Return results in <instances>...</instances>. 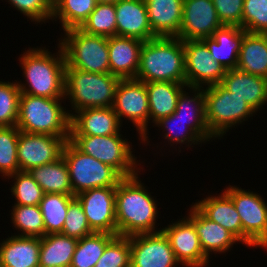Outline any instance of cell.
I'll use <instances>...</instances> for the list:
<instances>
[{
	"instance_id": "52a82bcc",
	"label": "cell",
	"mask_w": 267,
	"mask_h": 267,
	"mask_svg": "<svg viewBox=\"0 0 267 267\" xmlns=\"http://www.w3.org/2000/svg\"><path fill=\"white\" fill-rule=\"evenodd\" d=\"M70 176L73 196L99 187H117L124 178L116 169L80 151L67 140L62 151Z\"/></svg>"
},
{
	"instance_id": "9c48e42d",
	"label": "cell",
	"mask_w": 267,
	"mask_h": 267,
	"mask_svg": "<svg viewBox=\"0 0 267 267\" xmlns=\"http://www.w3.org/2000/svg\"><path fill=\"white\" fill-rule=\"evenodd\" d=\"M121 136L120 132L107 136H70V141L84 154L110 165L123 177H131L140 173L141 164H137V157L132 154L130 141Z\"/></svg>"
},
{
	"instance_id": "4316f807",
	"label": "cell",
	"mask_w": 267,
	"mask_h": 267,
	"mask_svg": "<svg viewBox=\"0 0 267 267\" xmlns=\"http://www.w3.org/2000/svg\"><path fill=\"white\" fill-rule=\"evenodd\" d=\"M194 205L211 221L230 231L242 243V223L231 197L223 191L218 196H208Z\"/></svg>"
},
{
	"instance_id": "1f68e13d",
	"label": "cell",
	"mask_w": 267,
	"mask_h": 267,
	"mask_svg": "<svg viewBox=\"0 0 267 267\" xmlns=\"http://www.w3.org/2000/svg\"><path fill=\"white\" fill-rule=\"evenodd\" d=\"M75 198L73 195L60 193L44 194L39 203L43 216L45 235L61 233L67 215L69 203Z\"/></svg>"
},
{
	"instance_id": "277c9868",
	"label": "cell",
	"mask_w": 267,
	"mask_h": 267,
	"mask_svg": "<svg viewBox=\"0 0 267 267\" xmlns=\"http://www.w3.org/2000/svg\"><path fill=\"white\" fill-rule=\"evenodd\" d=\"M65 98L21 93L16 127L20 132L70 137V112L61 105Z\"/></svg>"
},
{
	"instance_id": "74e56055",
	"label": "cell",
	"mask_w": 267,
	"mask_h": 267,
	"mask_svg": "<svg viewBox=\"0 0 267 267\" xmlns=\"http://www.w3.org/2000/svg\"><path fill=\"white\" fill-rule=\"evenodd\" d=\"M7 178H13L15 180L14 185L10 189L12 196L14 195L17 200L14 205H39L44 192L29 172L19 171Z\"/></svg>"
},
{
	"instance_id": "d4e9b609",
	"label": "cell",
	"mask_w": 267,
	"mask_h": 267,
	"mask_svg": "<svg viewBox=\"0 0 267 267\" xmlns=\"http://www.w3.org/2000/svg\"><path fill=\"white\" fill-rule=\"evenodd\" d=\"M40 238L11 235L0 243L2 267H39Z\"/></svg>"
},
{
	"instance_id": "6da1fadb",
	"label": "cell",
	"mask_w": 267,
	"mask_h": 267,
	"mask_svg": "<svg viewBox=\"0 0 267 267\" xmlns=\"http://www.w3.org/2000/svg\"><path fill=\"white\" fill-rule=\"evenodd\" d=\"M139 179L137 173L131 177H124L117 185L115 191L117 235L130 237L161 231L155 229L156 217L159 214L158 204Z\"/></svg>"
},
{
	"instance_id": "d6a6232c",
	"label": "cell",
	"mask_w": 267,
	"mask_h": 267,
	"mask_svg": "<svg viewBox=\"0 0 267 267\" xmlns=\"http://www.w3.org/2000/svg\"><path fill=\"white\" fill-rule=\"evenodd\" d=\"M115 236L106 232H93L78 240L70 267H95L107 244Z\"/></svg>"
},
{
	"instance_id": "f1b7e54d",
	"label": "cell",
	"mask_w": 267,
	"mask_h": 267,
	"mask_svg": "<svg viewBox=\"0 0 267 267\" xmlns=\"http://www.w3.org/2000/svg\"><path fill=\"white\" fill-rule=\"evenodd\" d=\"M236 69L267 78V43L263 34L245 31Z\"/></svg>"
},
{
	"instance_id": "8d00e7d4",
	"label": "cell",
	"mask_w": 267,
	"mask_h": 267,
	"mask_svg": "<svg viewBox=\"0 0 267 267\" xmlns=\"http://www.w3.org/2000/svg\"><path fill=\"white\" fill-rule=\"evenodd\" d=\"M19 132L16 126L0 127V173L5 178L20 171L17 149Z\"/></svg>"
},
{
	"instance_id": "4dcf8cb0",
	"label": "cell",
	"mask_w": 267,
	"mask_h": 267,
	"mask_svg": "<svg viewBox=\"0 0 267 267\" xmlns=\"http://www.w3.org/2000/svg\"><path fill=\"white\" fill-rule=\"evenodd\" d=\"M44 194L73 195L68 166L61 156L58 160L28 171Z\"/></svg>"
},
{
	"instance_id": "f35d334b",
	"label": "cell",
	"mask_w": 267,
	"mask_h": 267,
	"mask_svg": "<svg viewBox=\"0 0 267 267\" xmlns=\"http://www.w3.org/2000/svg\"><path fill=\"white\" fill-rule=\"evenodd\" d=\"M21 91L16 82L0 81V127L16 126Z\"/></svg>"
},
{
	"instance_id": "836d02e7",
	"label": "cell",
	"mask_w": 267,
	"mask_h": 267,
	"mask_svg": "<svg viewBox=\"0 0 267 267\" xmlns=\"http://www.w3.org/2000/svg\"><path fill=\"white\" fill-rule=\"evenodd\" d=\"M96 0H56L52 19H60L62 29L79 28L95 9Z\"/></svg>"
},
{
	"instance_id": "f6af8a7d",
	"label": "cell",
	"mask_w": 267,
	"mask_h": 267,
	"mask_svg": "<svg viewBox=\"0 0 267 267\" xmlns=\"http://www.w3.org/2000/svg\"><path fill=\"white\" fill-rule=\"evenodd\" d=\"M222 25L242 28L244 0H212Z\"/></svg>"
},
{
	"instance_id": "b9f144b4",
	"label": "cell",
	"mask_w": 267,
	"mask_h": 267,
	"mask_svg": "<svg viewBox=\"0 0 267 267\" xmlns=\"http://www.w3.org/2000/svg\"><path fill=\"white\" fill-rule=\"evenodd\" d=\"M242 29L250 33L267 32V0H244Z\"/></svg>"
},
{
	"instance_id": "7c38bea8",
	"label": "cell",
	"mask_w": 267,
	"mask_h": 267,
	"mask_svg": "<svg viewBox=\"0 0 267 267\" xmlns=\"http://www.w3.org/2000/svg\"><path fill=\"white\" fill-rule=\"evenodd\" d=\"M183 46L188 89L221 83L227 70L212 59V54L201 40H184Z\"/></svg>"
},
{
	"instance_id": "cb8c5ba5",
	"label": "cell",
	"mask_w": 267,
	"mask_h": 267,
	"mask_svg": "<svg viewBox=\"0 0 267 267\" xmlns=\"http://www.w3.org/2000/svg\"><path fill=\"white\" fill-rule=\"evenodd\" d=\"M148 21L157 37H176L182 23L183 0H145Z\"/></svg>"
},
{
	"instance_id": "e0dca14e",
	"label": "cell",
	"mask_w": 267,
	"mask_h": 267,
	"mask_svg": "<svg viewBox=\"0 0 267 267\" xmlns=\"http://www.w3.org/2000/svg\"><path fill=\"white\" fill-rule=\"evenodd\" d=\"M212 0H183L181 40H201L212 37L222 27Z\"/></svg>"
},
{
	"instance_id": "bcb514c9",
	"label": "cell",
	"mask_w": 267,
	"mask_h": 267,
	"mask_svg": "<svg viewBox=\"0 0 267 267\" xmlns=\"http://www.w3.org/2000/svg\"><path fill=\"white\" fill-rule=\"evenodd\" d=\"M97 3H116L118 0H96Z\"/></svg>"
},
{
	"instance_id": "7402d4cb",
	"label": "cell",
	"mask_w": 267,
	"mask_h": 267,
	"mask_svg": "<svg viewBox=\"0 0 267 267\" xmlns=\"http://www.w3.org/2000/svg\"><path fill=\"white\" fill-rule=\"evenodd\" d=\"M187 217L194 223L200 246L208 258L212 252L226 253L233 244L240 243L230 231L211 221L194 204Z\"/></svg>"
},
{
	"instance_id": "30bf717a",
	"label": "cell",
	"mask_w": 267,
	"mask_h": 267,
	"mask_svg": "<svg viewBox=\"0 0 267 267\" xmlns=\"http://www.w3.org/2000/svg\"><path fill=\"white\" fill-rule=\"evenodd\" d=\"M225 192L231 197L242 223V244L267 250V203L253 191L237 186H227Z\"/></svg>"
},
{
	"instance_id": "3957f363",
	"label": "cell",
	"mask_w": 267,
	"mask_h": 267,
	"mask_svg": "<svg viewBox=\"0 0 267 267\" xmlns=\"http://www.w3.org/2000/svg\"><path fill=\"white\" fill-rule=\"evenodd\" d=\"M135 79L144 83H186L183 40L161 36L145 41Z\"/></svg>"
},
{
	"instance_id": "ba28073f",
	"label": "cell",
	"mask_w": 267,
	"mask_h": 267,
	"mask_svg": "<svg viewBox=\"0 0 267 267\" xmlns=\"http://www.w3.org/2000/svg\"><path fill=\"white\" fill-rule=\"evenodd\" d=\"M204 96L205 120L214 138H222L232 126H237L256 114L245 100L234 96L220 83L204 88Z\"/></svg>"
},
{
	"instance_id": "2e32d148",
	"label": "cell",
	"mask_w": 267,
	"mask_h": 267,
	"mask_svg": "<svg viewBox=\"0 0 267 267\" xmlns=\"http://www.w3.org/2000/svg\"><path fill=\"white\" fill-rule=\"evenodd\" d=\"M161 231L169 240L177 261L186 267H205L209 258L204 254L194 223L186 216Z\"/></svg>"
},
{
	"instance_id": "8fae6325",
	"label": "cell",
	"mask_w": 267,
	"mask_h": 267,
	"mask_svg": "<svg viewBox=\"0 0 267 267\" xmlns=\"http://www.w3.org/2000/svg\"><path fill=\"white\" fill-rule=\"evenodd\" d=\"M113 110L121 118H127L132 121L140 135L139 140L147 144L148 141V123L149 122V104L146 85L143 81L135 78L120 79L115 90ZM146 141V142H145Z\"/></svg>"
},
{
	"instance_id": "7dc6e473",
	"label": "cell",
	"mask_w": 267,
	"mask_h": 267,
	"mask_svg": "<svg viewBox=\"0 0 267 267\" xmlns=\"http://www.w3.org/2000/svg\"><path fill=\"white\" fill-rule=\"evenodd\" d=\"M262 34L264 35V37H265V39H266V43H267V32L262 33Z\"/></svg>"
},
{
	"instance_id": "ab89813d",
	"label": "cell",
	"mask_w": 267,
	"mask_h": 267,
	"mask_svg": "<svg viewBox=\"0 0 267 267\" xmlns=\"http://www.w3.org/2000/svg\"><path fill=\"white\" fill-rule=\"evenodd\" d=\"M95 267H130V237L116 235L107 244Z\"/></svg>"
},
{
	"instance_id": "ee69618b",
	"label": "cell",
	"mask_w": 267,
	"mask_h": 267,
	"mask_svg": "<svg viewBox=\"0 0 267 267\" xmlns=\"http://www.w3.org/2000/svg\"><path fill=\"white\" fill-rule=\"evenodd\" d=\"M9 4L27 16L31 22H48L53 16V2L51 0H8Z\"/></svg>"
},
{
	"instance_id": "7bdbcfd3",
	"label": "cell",
	"mask_w": 267,
	"mask_h": 267,
	"mask_svg": "<svg viewBox=\"0 0 267 267\" xmlns=\"http://www.w3.org/2000/svg\"><path fill=\"white\" fill-rule=\"evenodd\" d=\"M84 210L78 199L75 197L70 203L67 215L63 224L62 234L80 240L92 234Z\"/></svg>"
},
{
	"instance_id": "d6986e66",
	"label": "cell",
	"mask_w": 267,
	"mask_h": 267,
	"mask_svg": "<svg viewBox=\"0 0 267 267\" xmlns=\"http://www.w3.org/2000/svg\"><path fill=\"white\" fill-rule=\"evenodd\" d=\"M116 10V36L147 41L157 37L149 25L145 0H118Z\"/></svg>"
},
{
	"instance_id": "83f0119b",
	"label": "cell",
	"mask_w": 267,
	"mask_h": 267,
	"mask_svg": "<svg viewBox=\"0 0 267 267\" xmlns=\"http://www.w3.org/2000/svg\"><path fill=\"white\" fill-rule=\"evenodd\" d=\"M149 104V121L156 123L161 118L170 116L177 107L181 92L186 83L173 82H147L145 83Z\"/></svg>"
},
{
	"instance_id": "5bb4252c",
	"label": "cell",
	"mask_w": 267,
	"mask_h": 267,
	"mask_svg": "<svg viewBox=\"0 0 267 267\" xmlns=\"http://www.w3.org/2000/svg\"><path fill=\"white\" fill-rule=\"evenodd\" d=\"M179 264L162 231L130 236V267H175Z\"/></svg>"
},
{
	"instance_id": "60d3db41",
	"label": "cell",
	"mask_w": 267,
	"mask_h": 267,
	"mask_svg": "<svg viewBox=\"0 0 267 267\" xmlns=\"http://www.w3.org/2000/svg\"><path fill=\"white\" fill-rule=\"evenodd\" d=\"M177 122L179 124H177ZM186 123V124H185ZM181 125L178 126L176 128V126L174 127L175 129H173V125ZM155 125L157 127H162L163 131H167L164 133L163 137L164 139H168V143L170 141V143L175 144H186L188 146V148L190 147V145H197L202 143L203 141L190 129V122H185L182 121L181 119H179L178 117H176V115L174 113H172L170 116L161 118L159 121H157L155 123ZM178 129V130H176ZM175 130L177 132H175ZM188 143V144H187Z\"/></svg>"
},
{
	"instance_id": "8992f818",
	"label": "cell",
	"mask_w": 267,
	"mask_h": 267,
	"mask_svg": "<svg viewBox=\"0 0 267 267\" xmlns=\"http://www.w3.org/2000/svg\"><path fill=\"white\" fill-rule=\"evenodd\" d=\"M59 41L65 64L89 73H110L108 38L90 35L79 28L65 30Z\"/></svg>"
},
{
	"instance_id": "5b68a950",
	"label": "cell",
	"mask_w": 267,
	"mask_h": 267,
	"mask_svg": "<svg viewBox=\"0 0 267 267\" xmlns=\"http://www.w3.org/2000/svg\"><path fill=\"white\" fill-rule=\"evenodd\" d=\"M120 78L110 73H89L65 67V99L75 111L112 107Z\"/></svg>"
},
{
	"instance_id": "e575fe53",
	"label": "cell",
	"mask_w": 267,
	"mask_h": 267,
	"mask_svg": "<svg viewBox=\"0 0 267 267\" xmlns=\"http://www.w3.org/2000/svg\"><path fill=\"white\" fill-rule=\"evenodd\" d=\"M79 29L90 35L116 36L115 3H97Z\"/></svg>"
},
{
	"instance_id": "d590c367",
	"label": "cell",
	"mask_w": 267,
	"mask_h": 267,
	"mask_svg": "<svg viewBox=\"0 0 267 267\" xmlns=\"http://www.w3.org/2000/svg\"><path fill=\"white\" fill-rule=\"evenodd\" d=\"M11 220L14 228L22 231L17 236L42 238L45 235L43 216L39 205H13Z\"/></svg>"
},
{
	"instance_id": "484cf974",
	"label": "cell",
	"mask_w": 267,
	"mask_h": 267,
	"mask_svg": "<svg viewBox=\"0 0 267 267\" xmlns=\"http://www.w3.org/2000/svg\"><path fill=\"white\" fill-rule=\"evenodd\" d=\"M189 93L184 89L177 101V107L174 111L176 117L185 122H190V129L205 143L214 137L208 130L205 120V96L204 87H189Z\"/></svg>"
},
{
	"instance_id": "44dd1931",
	"label": "cell",
	"mask_w": 267,
	"mask_h": 267,
	"mask_svg": "<svg viewBox=\"0 0 267 267\" xmlns=\"http://www.w3.org/2000/svg\"><path fill=\"white\" fill-rule=\"evenodd\" d=\"M220 84L234 96L245 100L255 112L267 103V78L265 77L238 69H228Z\"/></svg>"
},
{
	"instance_id": "9a60e30c",
	"label": "cell",
	"mask_w": 267,
	"mask_h": 267,
	"mask_svg": "<svg viewBox=\"0 0 267 267\" xmlns=\"http://www.w3.org/2000/svg\"><path fill=\"white\" fill-rule=\"evenodd\" d=\"M117 187H99L76 195L94 232L117 235L115 191Z\"/></svg>"
},
{
	"instance_id": "4fadbf2b",
	"label": "cell",
	"mask_w": 267,
	"mask_h": 267,
	"mask_svg": "<svg viewBox=\"0 0 267 267\" xmlns=\"http://www.w3.org/2000/svg\"><path fill=\"white\" fill-rule=\"evenodd\" d=\"M70 137L19 132L17 149L19 170L31 169L52 163L62 156L63 147Z\"/></svg>"
},
{
	"instance_id": "ac0fdd59",
	"label": "cell",
	"mask_w": 267,
	"mask_h": 267,
	"mask_svg": "<svg viewBox=\"0 0 267 267\" xmlns=\"http://www.w3.org/2000/svg\"><path fill=\"white\" fill-rule=\"evenodd\" d=\"M70 112V136H107L121 130L122 124L112 107Z\"/></svg>"
},
{
	"instance_id": "603a6c76",
	"label": "cell",
	"mask_w": 267,
	"mask_h": 267,
	"mask_svg": "<svg viewBox=\"0 0 267 267\" xmlns=\"http://www.w3.org/2000/svg\"><path fill=\"white\" fill-rule=\"evenodd\" d=\"M244 35L245 30L239 26L223 25L212 37L202 38L201 41L207 46L213 60L223 65L226 70L236 69Z\"/></svg>"
},
{
	"instance_id": "ffe728a7",
	"label": "cell",
	"mask_w": 267,
	"mask_h": 267,
	"mask_svg": "<svg viewBox=\"0 0 267 267\" xmlns=\"http://www.w3.org/2000/svg\"><path fill=\"white\" fill-rule=\"evenodd\" d=\"M144 41L122 36L108 38L110 74L120 79L135 78Z\"/></svg>"
},
{
	"instance_id": "7a4b0ae2",
	"label": "cell",
	"mask_w": 267,
	"mask_h": 267,
	"mask_svg": "<svg viewBox=\"0 0 267 267\" xmlns=\"http://www.w3.org/2000/svg\"><path fill=\"white\" fill-rule=\"evenodd\" d=\"M58 48L56 57L45 47L29 48L22 54L19 61L27 82H17L21 93L47 98L65 97L66 64L59 44Z\"/></svg>"
},
{
	"instance_id": "f546056e",
	"label": "cell",
	"mask_w": 267,
	"mask_h": 267,
	"mask_svg": "<svg viewBox=\"0 0 267 267\" xmlns=\"http://www.w3.org/2000/svg\"><path fill=\"white\" fill-rule=\"evenodd\" d=\"M78 240L62 233L40 238L39 267H70Z\"/></svg>"
}]
</instances>
